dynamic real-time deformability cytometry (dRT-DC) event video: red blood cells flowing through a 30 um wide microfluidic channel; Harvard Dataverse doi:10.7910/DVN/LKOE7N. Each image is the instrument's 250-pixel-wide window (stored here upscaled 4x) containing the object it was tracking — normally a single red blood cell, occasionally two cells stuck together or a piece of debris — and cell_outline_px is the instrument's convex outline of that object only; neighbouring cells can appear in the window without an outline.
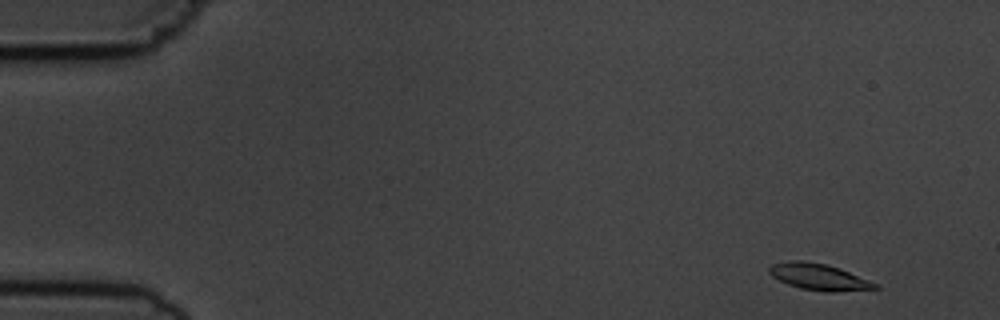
{"species": "common noctule bat (a hibernating species)", "species_latin": "Nyctalus noctula", "temperature_condition": "cold", "stored_images_in_passage": 5, "camera_frame_rate_fps": 3000, "um_per_image_px": 0.085, "animal": {"sex": "male", "body_mass_g": 19.5, "forearm_length_mm": 54.6}, "frame": {"image": 1, "passage_image": 1, "time_ms": 0.0, "image_size_px": [1000, 320], "cell_outline_px": [[880, 288], [832, 292], [824, 292], [800, 288], [788, 284], [772, 276], [768, 272], [768, 268], [772, 264], [792, 260], [800, 260], [828, 264], [840, 268], [880, 284]], "centroid_in_image_um": [69.63, 23.53], "position_along_channel_um": 15.4, "area_um2": 16.42}}
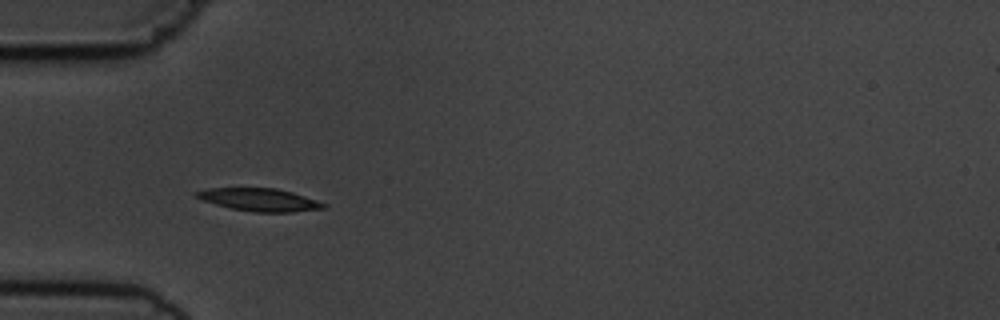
{"frame": {"image": 2, "passage_image": 4, "time_ms": 4.333, "image_size_px": [1000, 320], "cell_outline_px": [[328, 208], [292, 212], [256, 212], [232, 208], [216, 204], [192, 196], [192, 192], [208, 188], [276, 188], [292, 192], [328, 204]], "centroid_in_image_um": [22.06, 16.97], "position_along_channel_um": 62.9, "area_um2": 16.88}}
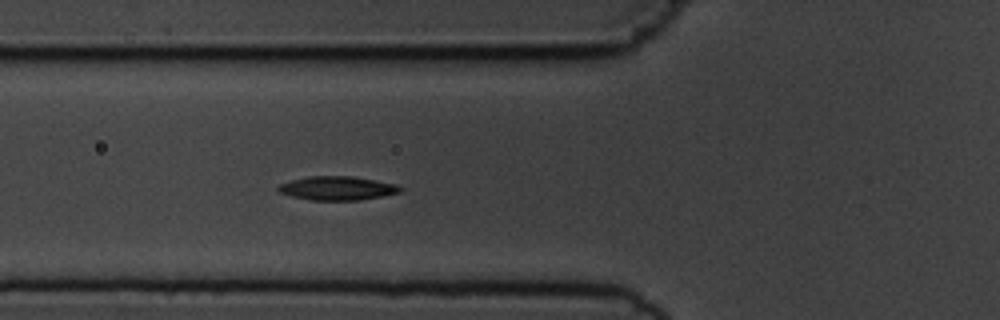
{"frame": {"image": 3, "passage_image": 5, "time_ms": 5.333, "image_size_px": [1000, 320], "cell_outline_px": [[404, 188], [400, 192], [360, 200], [312, 200], [292, 196], [280, 192], [276, 188], [280, 184], [292, 180], [308, 176], [352, 176], [376, 180], [396, 184]], "centroid_in_image_um": [28.68, 15.99], "position_along_channel_um": 97.1, "area_um2": 16.82}}